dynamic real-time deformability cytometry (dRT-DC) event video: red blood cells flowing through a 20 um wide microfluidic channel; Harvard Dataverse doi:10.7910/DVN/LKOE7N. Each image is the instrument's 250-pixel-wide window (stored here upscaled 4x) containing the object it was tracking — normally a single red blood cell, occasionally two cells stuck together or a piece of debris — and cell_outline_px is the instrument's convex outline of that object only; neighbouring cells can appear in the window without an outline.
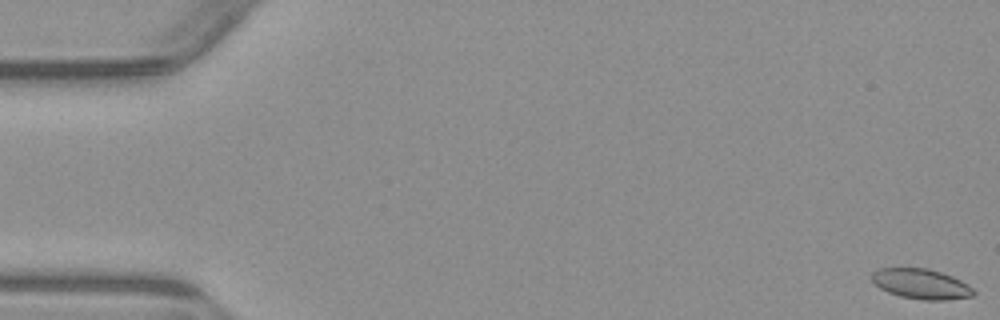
{"species": "common noctule bat (a hibernating species)", "species_latin": "Nyctalus noctula", "temperature_condition": "warm", "stored_images_in_passage": 5, "camera_frame_rate_fps": 3000, "um_per_image_px": 0.085, "animal": {"sex": "male", "body_mass_g": 23.1, "forearm_length_mm": 52.7}, "frame": {"image": 1, "passage_image": 1, "time_ms": 0.0, "image_size_px": [1000, 320], "cell_outline_px": [[976, 292], [972, 296], [944, 300], [924, 300], [900, 296], [888, 292], [880, 288], [872, 280], [872, 272], [880, 268], [928, 268], [952, 276], [968, 284]], "centroid_in_image_um": [78.3, 24.13], "position_along_channel_um": 6.7, "area_um2": 17.74}}